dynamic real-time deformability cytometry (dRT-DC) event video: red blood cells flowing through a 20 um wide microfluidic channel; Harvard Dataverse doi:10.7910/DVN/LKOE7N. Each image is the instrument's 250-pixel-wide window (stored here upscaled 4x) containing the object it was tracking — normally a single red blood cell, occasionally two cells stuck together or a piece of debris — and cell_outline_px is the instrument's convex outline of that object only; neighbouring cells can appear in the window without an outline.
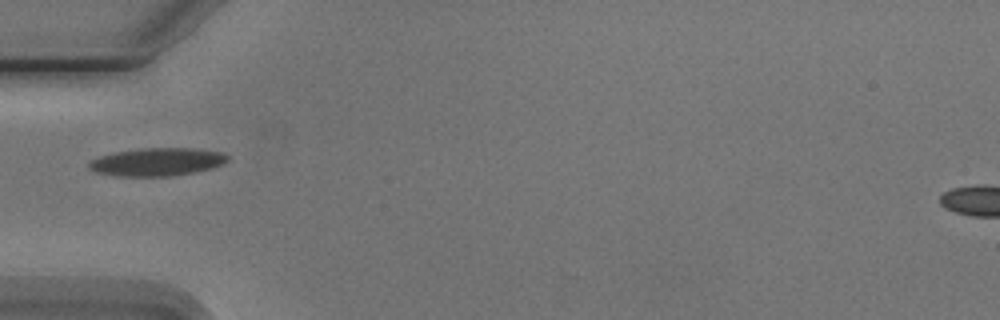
{"species": "Egyptian fruit bat (a non-hibernating species)", "species_latin": "Rousettus aegyptiacus", "temperature_condition": "cold", "stored_images_in_passage": 2, "camera_frame_rate_fps": 3000, "um_per_image_px": 0.085, "animal": {"sex": "male"}, "frame": {"image": 1, "passage_image": 1, "time_ms": 0.0, "image_size_px": [1000, 320], "cell_outline_px": [[228, 160], [224, 164], [212, 168], [196, 172], [172, 176], [116, 176], [96, 172], [88, 168], [88, 160], [100, 156], [116, 152], [140, 148], [188, 148], [224, 152], [228, 156]], "centroid_in_image_um": [13.35, 13.76], "position_along_channel_um": 71.6, "area_um2": 22.77}}